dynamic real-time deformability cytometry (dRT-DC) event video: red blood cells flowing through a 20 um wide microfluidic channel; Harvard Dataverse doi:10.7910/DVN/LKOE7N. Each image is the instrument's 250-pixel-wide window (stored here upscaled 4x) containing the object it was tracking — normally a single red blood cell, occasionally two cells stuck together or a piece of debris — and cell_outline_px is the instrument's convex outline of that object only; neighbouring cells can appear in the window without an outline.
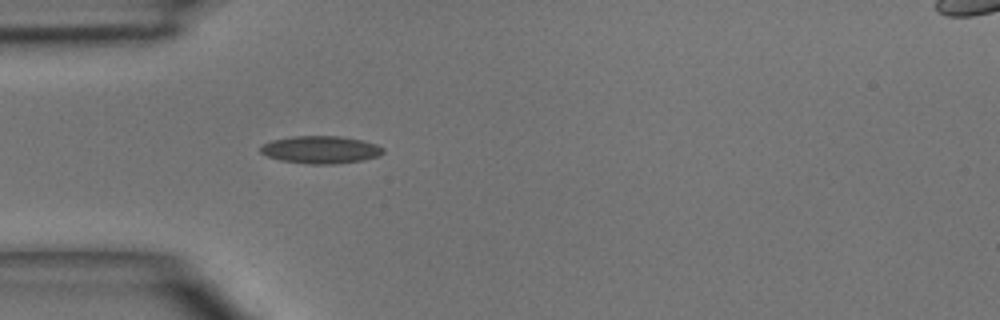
{"species": "common noctule bat (a hibernating species)", "species_latin": "Nyctalus noctula", "temperature_condition": "room temperature", "stored_images_in_passage": 4, "camera_frame_rate_fps": 3000, "um_per_image_px": 0.085, "animal": {"sex": "male", "body_mass_g": 15.6}, "frame": {"image": 1, "passage_image": 4, "time_ms": 4.333, "image_size_px": [1000, 320], "cell_outline_px": [[384, 152], [380, 156], [364, 160], [336, 164], [308, 164], [280, 160], [268, 156], [260, 152], [260, 144], [272, 140], [292, 136], [340, 136], [360, 140], [376, 144], [384, 148]], "centroid_in_image_um": [27.25, 12.73], "position_along_channel_um": 57.7, "area_um2": 19.83}}